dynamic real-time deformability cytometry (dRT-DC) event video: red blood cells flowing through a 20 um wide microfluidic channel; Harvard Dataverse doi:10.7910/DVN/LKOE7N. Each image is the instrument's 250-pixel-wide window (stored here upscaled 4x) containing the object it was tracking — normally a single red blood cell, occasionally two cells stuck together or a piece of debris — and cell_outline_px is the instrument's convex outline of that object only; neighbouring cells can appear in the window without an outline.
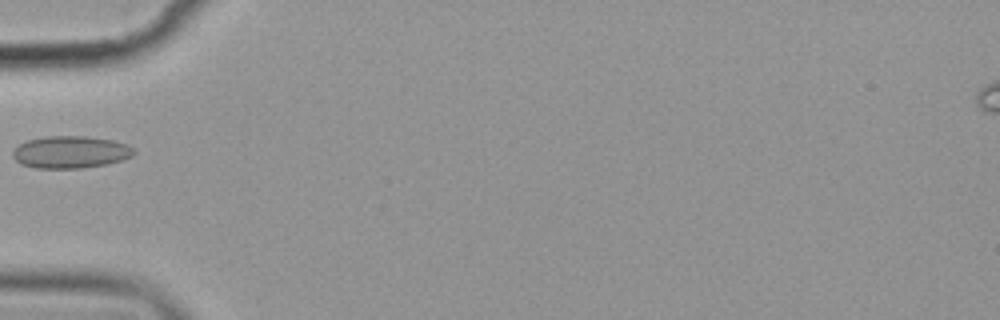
{"species": "common noctule bat (a hibernating species)", "species_latin": "Nyctalus noctula", "temperature_condition": "cold", "stored_images_in_passage": 5, "camera_frame_rate_fps": 3000, "um_per_image_px": 0.085, "animal": {"sex": "female", "body_mass_g": 19.9}, "frame": {"image": 1, "passage_image": 5, "time_ms": 5.667, "image_size_px": [1000, 320], "cell_outline_px": [[136, 152], [132, 156], [120, 160], [104, 164], [80, 168], [36, 168], [20, 164], [12, 156], [12, 152], [20, 144], [28, 140], [44, 136], [84, 136], [112, 140], [128, 144]], "centroid_in_image_um": [5.98, 12.92], "position_along_channel_um": 79.0, "area_um2": 22.6}}